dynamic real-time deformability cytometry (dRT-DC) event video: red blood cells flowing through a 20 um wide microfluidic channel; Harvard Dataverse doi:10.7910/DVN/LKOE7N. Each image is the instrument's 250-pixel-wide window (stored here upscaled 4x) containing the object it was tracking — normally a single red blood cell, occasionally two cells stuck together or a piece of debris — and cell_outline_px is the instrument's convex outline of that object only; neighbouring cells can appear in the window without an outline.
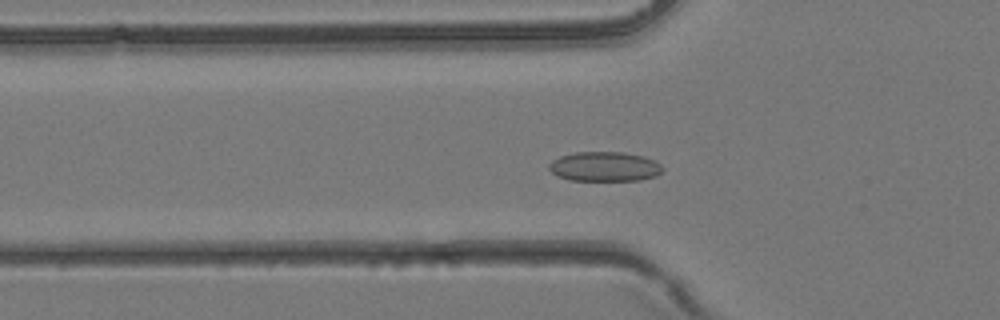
{"species": "common noctule bat (a hibernating species)", "species_latin": "Nyctalus noctula", "temperature_condition": "room temperature", "stored_images_in_passage": 28, "camera_frame_rate_fps": 3000, "um_per_image_px": 0.085, "animal": {"sex": "female", "body_mass_g": 24.6, "forearm_length_mm": 56.2}, "frame": {"image": 1, "passage_image": 2, "time_ms": 0.333, "image_size_px": [1000, 320], "cell_outline_px": [[664, 168], [656, 176], [640, 180], [568, 180], [556, 176], [548, 168], [548, 164], [552, 160], [560, 156], [576, 152], [624, 152], [644, 156], [660, 164]], "centroid_in_image_um": [51.36, 14.16], "position_along_channel_um": 74.4, "area_um2": 19.65}}
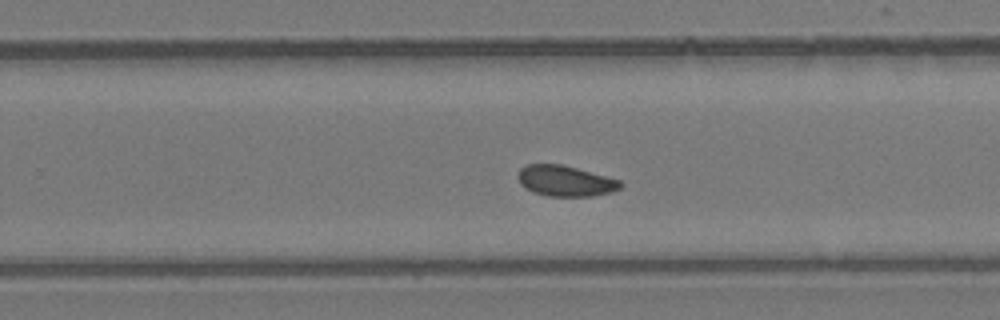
{"frame": {"image": 2, "passage_image": 14, "time_ms": 4.333, "image_size_px": [1000, 320], "cell_outline_px": [[624, 184], [620, 188], [612, 192], [592, 196], [548, 196], [532, 192], [524, 188], [520, 184], [516, 176], [520, 168], [524, 164], [560, 164], [576, 168], [620, 180]], "centroid_in_image_um": [48.01, 15.38], "position_along_channel_um": 281.8, "area_um2": 18.5}}
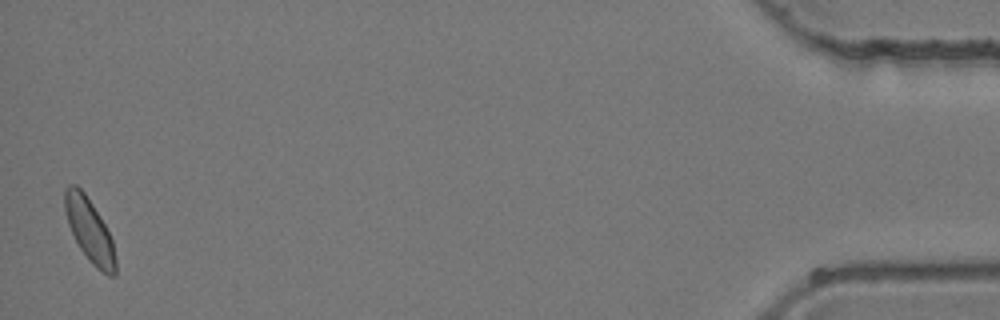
{"frame": {"image": 3, "passage_image": 28, "time_ms": 9.0, "image_size_px": [1000, 320], "cell_outline_px": [[116, 276], [108, 276], [96, 268], [88, 260], [80, 248], [68, 224], [64, 208], [64, 188], [68, 184], [76, 184], [84, 192], [100, 216], [112, 240], [116, 260]], "centroid_in_image_um": [7.6, 19.57], "position_along_channel_um": 427.6, "area_um2": 18.73}}